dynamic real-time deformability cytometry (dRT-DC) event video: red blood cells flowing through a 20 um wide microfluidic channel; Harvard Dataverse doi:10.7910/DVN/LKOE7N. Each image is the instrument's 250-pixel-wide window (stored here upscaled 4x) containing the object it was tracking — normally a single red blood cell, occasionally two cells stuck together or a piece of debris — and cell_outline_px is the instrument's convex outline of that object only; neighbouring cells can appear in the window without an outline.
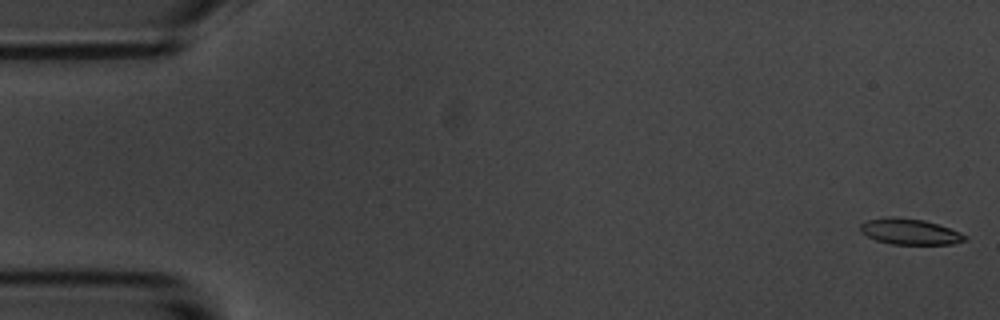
{"species": "common noctule bat (a hibernating species)", "species_latin": "Nyctalus noctula", "temperature_condition": "room temperature", "stored_images_in_passage": 18, "camera_frame_rate_fps": 3000, "um_per_image_px": 0.085, "animal": {"sex": "male", "body_mass_g": 20.1, "forearm_length_mm": 53.5}, "frame": {"image": 1, "passage_image": 1, "time_ms": 0.0, "image_size_px": [1000, 320], "cell_outline_px": [[968, 240], [952, 244], [892, 244], [876, 240], [860, 232], [860, 224], [868, 220], [924, 220], [960, 232], [968, 236]], "centroid_in_image_um": [77.42, 19.75], "position_along_channel_um": 7.6, "area_um2": 14.85}}
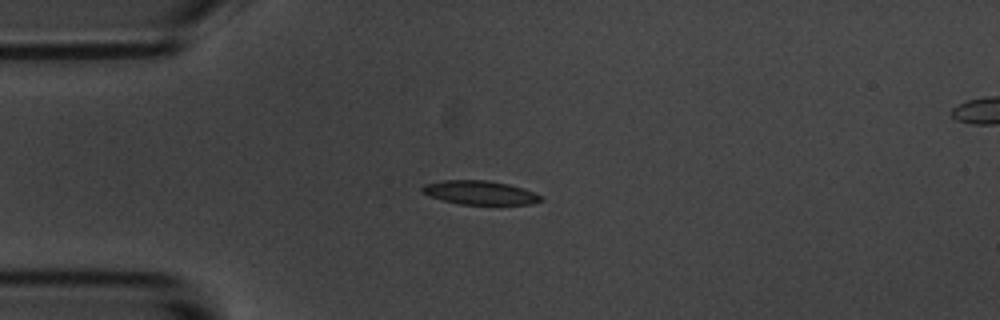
{"frame": {"image": 2, "passage_image": 14, "time_ms": 4.333, "image_size_px": [1000, 320], "cell_outline_px": [[544, 200], [532, 204], [460, 204], [440, 200], [428, 196], [420, 192], [420, 188], [424, 184], [444, 180], [488, 180], [508, 184], [524, 188], [540, 196]], "centroid_in_image_um": [40.73, 16.37], "position_along_channel_um": 44.3, "area_um2": 16.59}}